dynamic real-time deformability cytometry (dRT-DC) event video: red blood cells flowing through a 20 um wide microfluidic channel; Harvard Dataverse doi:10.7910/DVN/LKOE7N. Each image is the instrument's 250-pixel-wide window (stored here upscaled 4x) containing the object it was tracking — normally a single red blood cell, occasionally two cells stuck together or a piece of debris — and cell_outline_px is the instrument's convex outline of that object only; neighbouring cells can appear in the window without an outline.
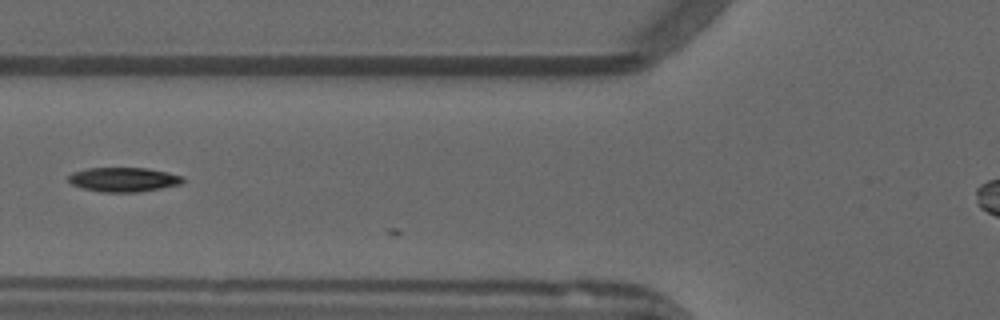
{"species": "common noctule bat (a hibernating species)", "species_latin": "Nyctalus noctula", "temperature_condition": "warm", "stored_images_in_passage": 11, "camera_frame_rate_fps": 3000, "um_per_image_px": 0.085, "animal": {"sex": "male", "forearm_length_mm": 52.5}, "frame": {"image": 1, "passage_image": 10, "time_ms": 3.0, "image_size_px": [1000, 320], "cell_outline_px": [[184, 180], [180, 184], [160, 188], [136, 192], [100, 192], [80, 188], [72, 184], [68, 180], [68, 176], [72, 172], [88, 168], [148, 168], [168, 172], [184, 176]], "centroid_in_image_um": [10.48, 15.26], "position_along_channel_um": 115.3, "area_um2": 16.3}}